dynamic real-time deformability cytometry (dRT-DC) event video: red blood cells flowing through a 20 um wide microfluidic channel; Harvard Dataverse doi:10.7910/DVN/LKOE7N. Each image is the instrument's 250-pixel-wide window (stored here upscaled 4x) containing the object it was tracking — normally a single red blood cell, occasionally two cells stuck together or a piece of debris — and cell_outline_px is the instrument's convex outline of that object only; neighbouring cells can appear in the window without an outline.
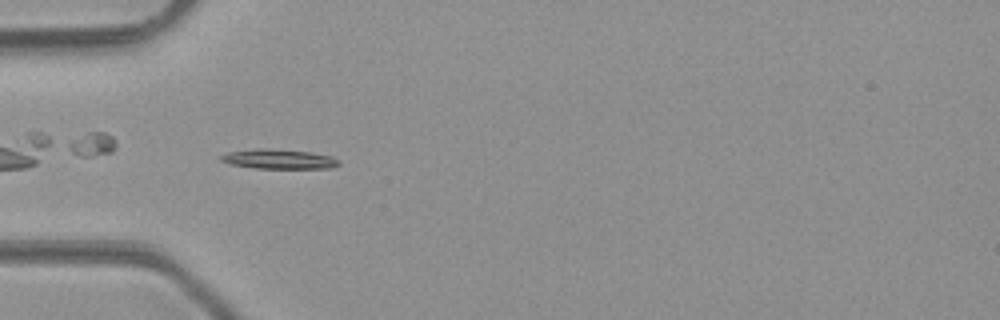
{"species": "common noctule bat (a hibernating species)", "species_latin": "Nyctalus noctula", "temperature_condition": "room temperature", "stored_images_in_passage": 34, "camera_frame_rate_fps": 3000, "um_per_image_px": 0.085, "animal": {"sex": "male", "body_mass_g": 23.1, "forearm_length_mm": 52.7}, "frame": {"image": 1, "passage_image": 1, "time_ms": 0.0, "image_size_px": [1000, 320], "cell_outline_px": [[340, 164], [332, 168], [256, 168], [232, 164], [220, 160], [220, 156], [228, 152], [256, 148], [268, 148], [312, 152], [332, 156], [340, 160]], "centroid_in_image_um": [23.75, 13.51], "position_along_channel_um": 61.3, "area_um2": 13.53}}
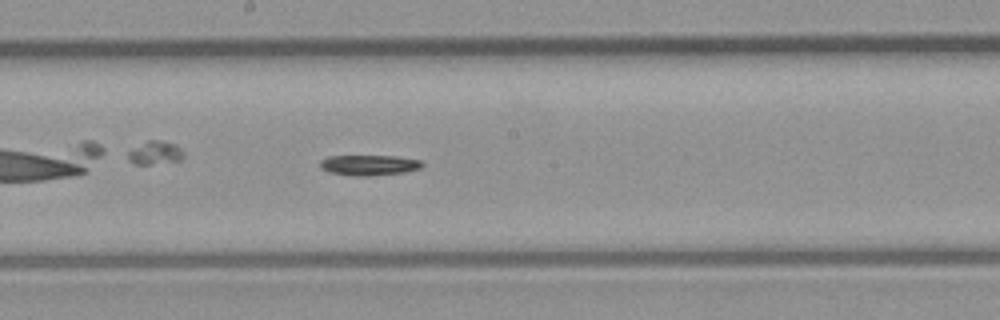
{"frame": {"image": 2, "passage_image": 12, "time_ms": 3.667, "image_size_px": [1000, 320], "cell_outline_px": [[424, 164], [420, 168], [404, 172], [368, 176], [360, 176], [328, 172], [320, 168], [320, 160], [328, 156], [396, 156], [420, 160]], "centroid_in_image_um": [31.35, 14.03], "position_along_channel_um": 216.8, "area_um2": 12.08}}
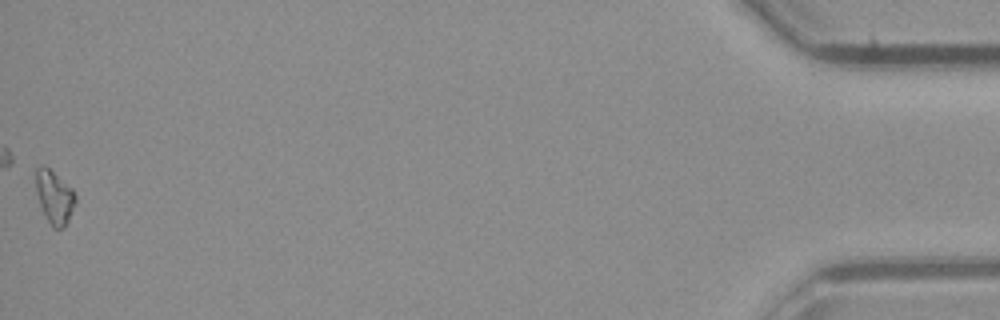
{"frame": {"image": 3, "passage_image": 34, "time_ms": 11.0, "image_size_px": [1000, 320], "cell_outline_px": [[76, 204], [64, 228], [52, 228], [40, 204], [36, 192], [36, 168], [44, 164], [72, 188], [76, 196]], "centroid_in_image_um": [4.64, 16.74], "position_along_channel_um": 430.6, "area_um2": 12.2}, "authors_computed_cell_mechanics": {"area_um2": 12.0513, "velocity_mm_per_s": 4.3066, "shape_relaxation_time_tau1_ms": 6.0709, "shape_relaxation_time_tau2_ms": null, "deformation_change_tau1": 0.1914, "deformation_change_tau2": null}}